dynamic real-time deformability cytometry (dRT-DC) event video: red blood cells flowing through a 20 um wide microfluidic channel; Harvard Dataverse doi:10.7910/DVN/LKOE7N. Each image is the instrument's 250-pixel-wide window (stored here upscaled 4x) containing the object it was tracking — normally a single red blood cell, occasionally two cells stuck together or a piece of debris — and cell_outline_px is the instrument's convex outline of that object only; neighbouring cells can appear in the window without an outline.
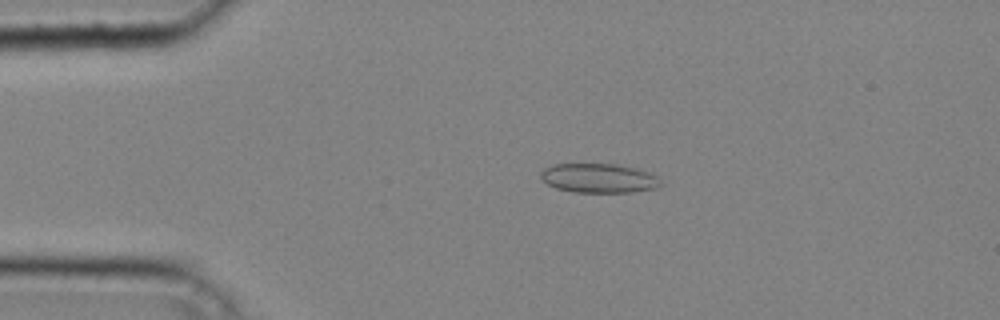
{"species": "common noctule bat (a hibernating species)", "species_latin": "Nyctalus noctula", "temperature_condition": "cold", "stored_images_in_passage": 39, "camera_frame_rate_fps": 3000, "um_per_image_px": 0.085, "animal": {"sex": "male", "body_mass_g": 20.4}, "frame": {"image": 1, "passage_image": 7, "time_ms": 2.0, "image_size_px": [1000, 320], "cell_outline_px": [[660, 184], [656, 188], [632, 192], [572, 192], [556, 188], [548, 184], [540, 176], [540, 172], [544, 168], [552, 164], [616, 164], [636, 168], [648, 172], [656, 176], [660, 180]], "centroid_in_image_um": [50.88, 15.14], "position_along_channel_um": 34.1, "area_um2": 20.4}}
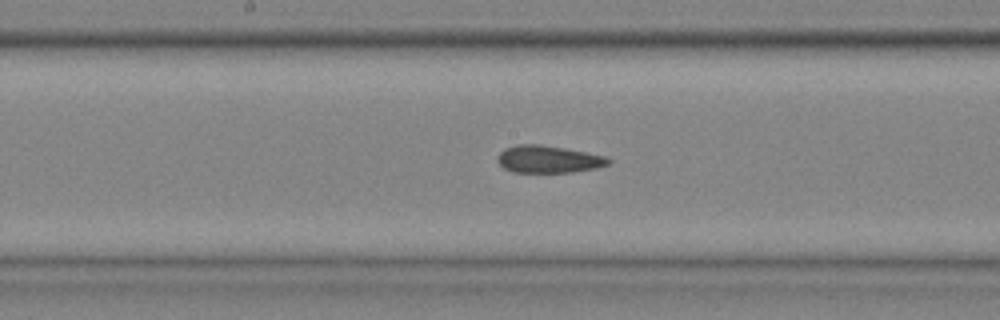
{"frame": {"image": 2, "passage_image": 20, "time_ms": 6.333, "image_size_px": [1000, 320], "cell_outline_px": [[612, 160], [608, 164], [596, 168], [572, 172], [512, 172], [504, 168], [496, 160], [496, 156], [504, 148], [516, 144], [540, 144], [564, 148], [608, 156]], "centroid_in_image_um": [46.6, 13.52], "position_along_channel_um": 201.6, "area_um2": 17.8}}
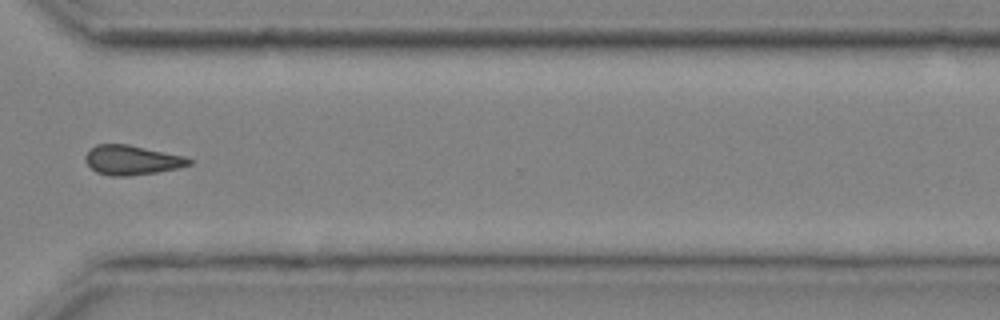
{"frame": {"image": 3, "passage_image": 30, "time_ms": 9.667, "image_size_px": [1000, 320], "cell_outline_px": [[192, 164], [180, 168], [156, 172], [128, 176], [108, 176], [96, 172], [84, 160], [84, 156], [96, 144], [128, 144], [184, 156], [192, 160]], "centroid_in_image_um": [11.21, 13.61], "position_along_channel_um": 359.4, "area_um2": 17.86}}